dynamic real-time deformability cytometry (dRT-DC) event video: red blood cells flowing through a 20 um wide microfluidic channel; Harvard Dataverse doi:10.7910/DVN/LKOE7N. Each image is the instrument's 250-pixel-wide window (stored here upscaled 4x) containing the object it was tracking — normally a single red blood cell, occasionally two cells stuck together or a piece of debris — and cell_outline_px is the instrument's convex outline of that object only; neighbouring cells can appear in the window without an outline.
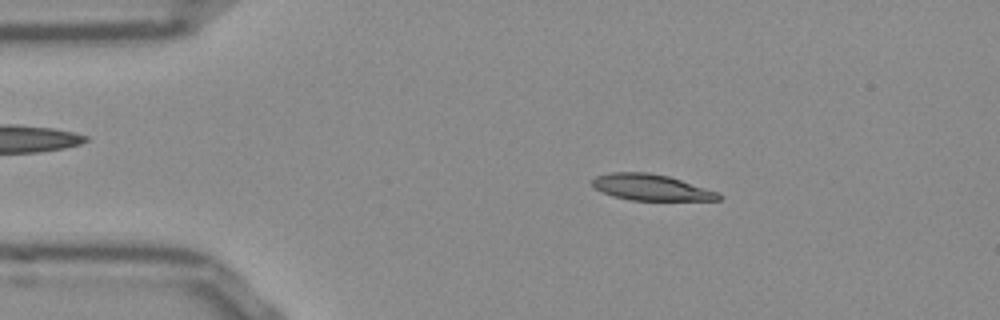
{"species": "Egyptian fruit bat (a non-hibernating species)", "species_latin": "Rousettus aegyptiacus", "temperature_condition": "room temperature", "stored_images_in_passage": 51, "camera_frame_rate_fps": 3000, "um_per_image_px": 0.085, "frame": {"image": 1, "passage_image": 8, "time_ms": 2.333, "image_size_px": [1000, 320], "cell_outline_px": [[724, 196], [720, 200], [632, 200], [612, 196], [596, 188], [592, 184], [592, 180], [596, 176], [612, 172], [648, 172], [668, 176], [720, 192]], "centroid_in_image_um": [55.39, 15.93], "position_along_channel_um": 29.6, "area_um2": 19.19}}
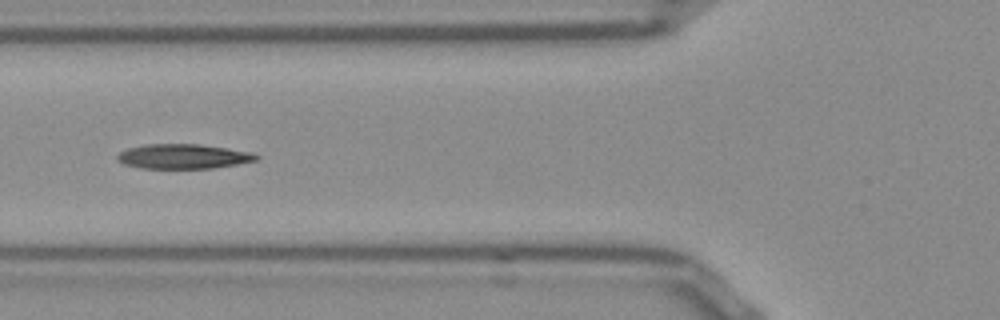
{"frame": {"image": 2, "passage_image": 18, "time_ms": 5.667, "image_size_px": [1000, 320], "cell_outline_px": [[260, 160], [212, 168], [140, 168], [124, 164], [116, 160], [116, 156], [120, 152], [128, 148], [144, 144], [200, 144], [228, 148], [252, 152], [260, 156]], "centroid_in_image_um": [15.59, 13.29], "position_along_channel_um": 110.2, "area_um2": 20.11}}
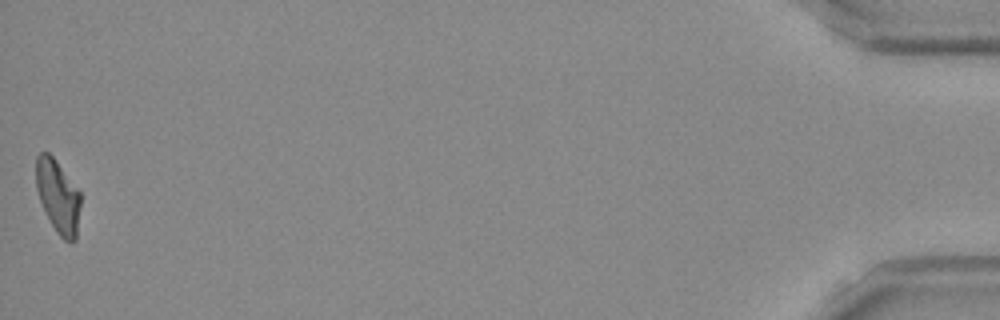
{"frame": {"image": 3, "passage_image": 51, "time_ms": 16.667, "image_size_px": [1000, 320], "cell_outline_px": [[80, 204], [76, 240], [72, 244], [64, 240], [56, 232], [40, 200], [36, 188], [36, 156], [40, 152], [48, 152], [52, 156], [80, 192]], "centroid_in_image_um": [4.93, 16.71], "position_along_channel_um": 430.3, "area_um2": 18.73}, "authors_computed_cell_mechanics": {"area_um2": 19.8254, "velocity_mm_per_s": 3.8339, "shape_relaxation_time_tau1_ms": null, "shape_relaxation_time_tau2_ms": 3.5167, "deformation_change_tau1": null, "deformation_change_tau2": 0.1176}}